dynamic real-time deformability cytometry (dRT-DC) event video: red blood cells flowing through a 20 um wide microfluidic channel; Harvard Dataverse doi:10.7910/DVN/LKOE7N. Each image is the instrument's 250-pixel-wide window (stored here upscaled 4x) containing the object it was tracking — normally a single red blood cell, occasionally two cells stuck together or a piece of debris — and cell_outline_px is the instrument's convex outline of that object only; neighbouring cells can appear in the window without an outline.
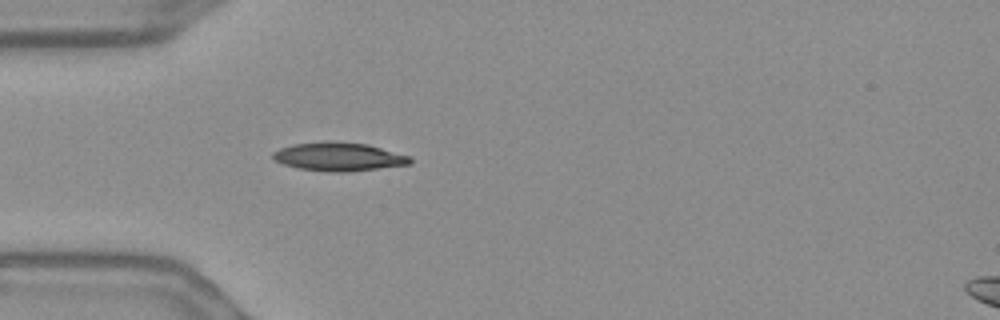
{"species": "Egyptian fruit bat (a non-hibernating species)", "species_latin": "Rousettus aegyptiacus", "temperature_condition": "warm", "stored_images_in_passage": 40, "camera_frame_rate_fps": 3000, "um_per_image_px": 0.085, "frame": {"image": 1, "passage_image": 1, "time_ms": 0.0, "image_size_px": [1000, 320], "cell_outline_px": [[412, 164], [344, 172], [328, 172], [300, 168], [284, 164], [276, 160], [272, 156], [272, 152], [280, 148], [292, 144], [324, 140], [368, 144], [408, 156], [412, 160]], "centroid_in_image_um": [28.76, 13.3], "position_along_channel_um": 56.2, "area_um2": 22.72}}
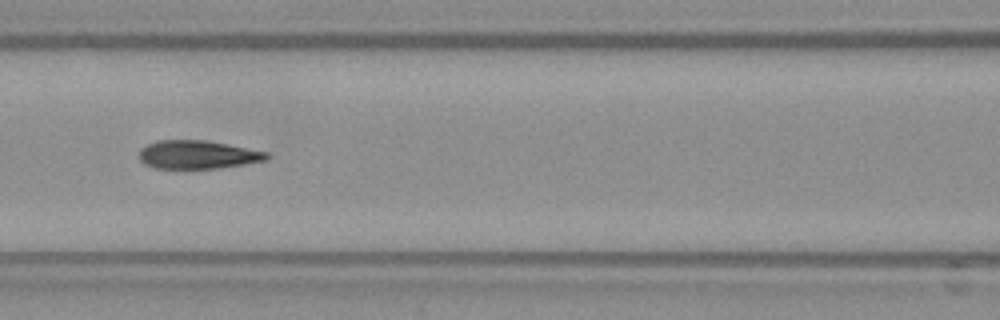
{"frame": {"image": 2, "passage_image": 9, "time_ms": 2.667, "image_size_px": [1000, 320], "cell_outline_px": [[268, 160], [220, 168], [152, 168], [144, 164], [136, 156], [140, 148], [156, 140], [204, 140], [268, 152]], "centroid_in_image_um": [16.73, 13.15], "position_along_channel_um": 149.9, "area_um2": 21.15}}
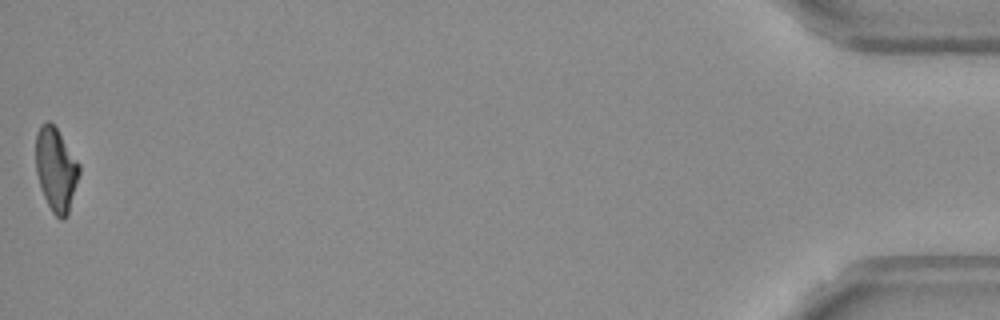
{"frame": {"image": 3, "passage_image": 40, "time_ms": 13.0, "image_size_px": [1000, 320], "cell_outline_px": [[80, 172], [68, 216], [64, 220], [60, 220], [52, 212], [44, 196], [36, 172], [36, 132], [40, 124], [44, 120], [48, 120], [56, 128], [80, 164]], "centroid_in_image_um": [4.76, 14.4], "position_along_channel_um": 430.4, "area_um2": 21.21}, "authors_computed_cell_mechanics": {"area_um2": 21.7906, "velocity_mm_per_s": 3.6681, "shape_relaxation_time_tau1_ms": 7.5378, "shape_relaxation_time_tau2_ms": 1.7463, "deformation_change_tau1": 0.2201, "deformation_change_tau2": 0.0741}}